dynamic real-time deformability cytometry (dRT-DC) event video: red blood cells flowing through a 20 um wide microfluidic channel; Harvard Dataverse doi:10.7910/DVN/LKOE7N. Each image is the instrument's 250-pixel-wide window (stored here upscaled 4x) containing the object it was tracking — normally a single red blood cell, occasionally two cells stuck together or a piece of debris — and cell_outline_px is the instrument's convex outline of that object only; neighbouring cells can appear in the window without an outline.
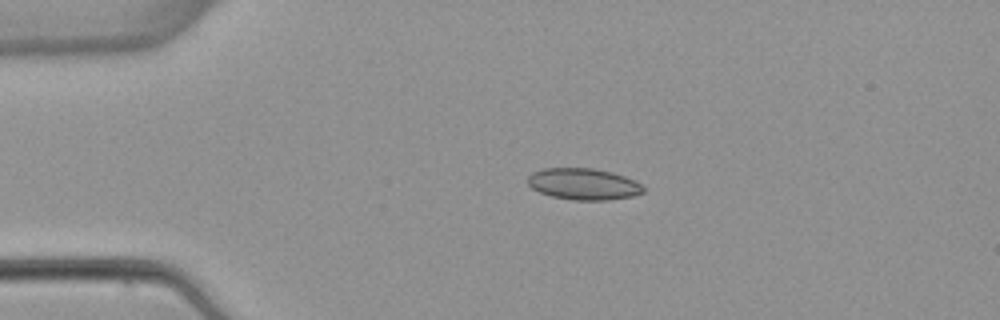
{"species": "common noctule bat (a hibernating species)", "species_latin": "Nyctalus noctula", "temperature_condition": "warm", "stored_images_in_passage": 4, "camera_frame_rate_fps": 3000, "um_per_image_px": 0.085, "animal": {"sex": "female", "body_mass_g": 22.7, "forearm_length_mm": 54.2}, "frame": {"image": 1, "passage_image": 3, "time_ms": 2.333, "image_size_px": [1000, 320], "cell_outline_px": [[644, 192], [632, 196], [608, 200], [572, 200], [552, 196], [540, 192], [532, 188], [528, 184], [528, 176], [532, 172], [544, 168], [592, 168], [612, 172], [636, 180], [644, 188]], "centroid_in_image_um": [49.6, 15.64], "position_along_channel_um": 35.4, "area_um2": 21.21}}